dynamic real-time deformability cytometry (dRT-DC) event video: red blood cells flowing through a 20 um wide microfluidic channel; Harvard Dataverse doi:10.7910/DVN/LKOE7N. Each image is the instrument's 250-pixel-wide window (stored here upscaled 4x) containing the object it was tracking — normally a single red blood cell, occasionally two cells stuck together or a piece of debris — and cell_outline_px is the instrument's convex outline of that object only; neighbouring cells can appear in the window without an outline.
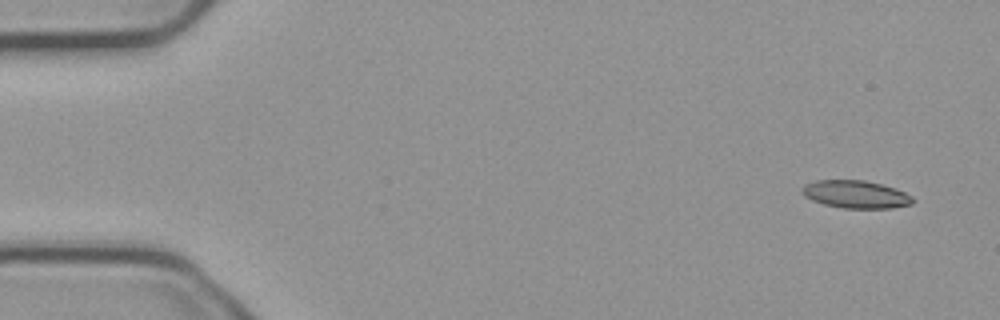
{"species": "common noctule bat (a hibernating species)", "species_latin": "Nyctalus noctula", "temperature_condition": "cold", "stored_images_in_passage": 54, "camera_frame_rate_fps": 3000, "um_per_image_px": 0.085, "animal": {"sex": "male", "body_mass_g": 23.1, "forearm_length_mm": 52.7}, "frame": {"image": 1, "passage_image": 2, "time_ms": 0.333, "image_size_px": [1000, 320], "cell_outline_px": [[916, 200], [912, 204], [892, 208], [844, 208], [824, 204], [812, 200], [804, 196], [800, 192], [800, 188], [804, 184], [816, 180], [864, 180], [896, 188], [912, 196]], "centroid_in_image_um": [72.72, 16.51], "position_along_channel_um": 12.3, "area_um2": 18.03}}
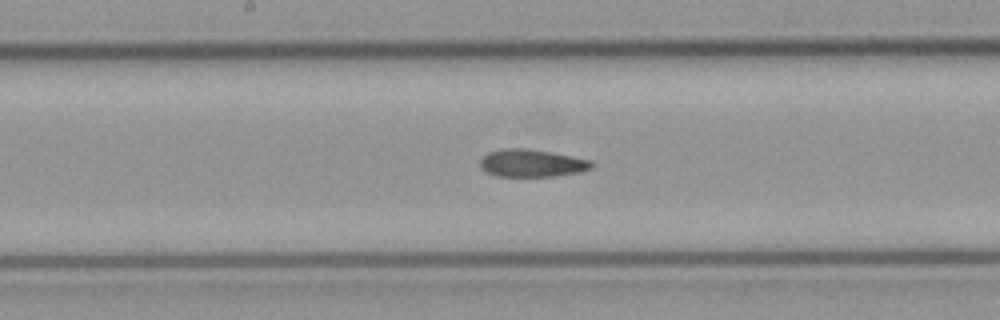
{"frame": {"image": 2, "passage_image": 27, "time_ms": 8.667, "image_size_px": [1000, 320], "cell_outline_px": [[592, 168], [580, 172], [552, 176], [496, 176], [480, 168], [480, 160], [488, 152], [500, 148], [528, 148], [552, 152], [592, 160]], "centroid_in_image_um": [45.19, 13.85], "position_along_channel_um": 203.0, "area_um2": 17.98}}
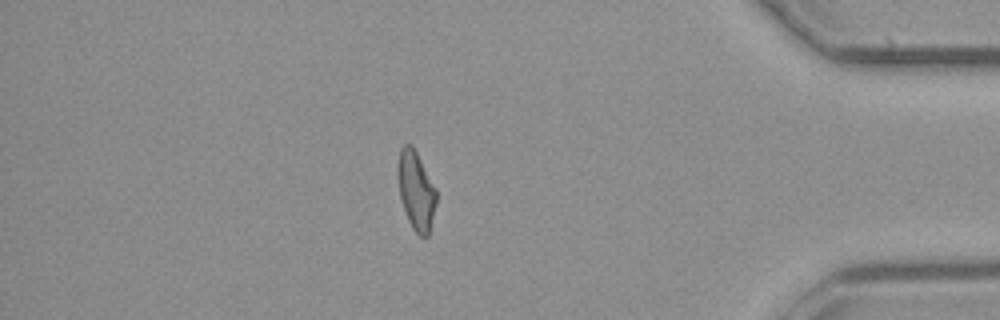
{"frame": {"image": 3, "passage_image": 46, "time_ms": 15.0, "image_size_px": [1000, 320], "cell_outline_px": [[436, 204], [428, 236], [420, 236], [412, 228], [408, 220], [400, 196], [396, 172], [396, 168], [400, 148], [404, 144], [412, 144], [436, 188]], "centroid_in_image_um": [35.34, 16.16], "position_along_channel_um": 399.9, "area_um2": 17.69}, "authors_computed_cell_mechanics": {"area_um2": 18.1203, "velocity_mm_per_s": 3.7465, "shape_relaxation_time_tau1_ms": null, "shape_relaxation_time_tau2_ms": 4.6734, "deformation_change_tau1": null, "deformation_change_tau2": 0.1304}}